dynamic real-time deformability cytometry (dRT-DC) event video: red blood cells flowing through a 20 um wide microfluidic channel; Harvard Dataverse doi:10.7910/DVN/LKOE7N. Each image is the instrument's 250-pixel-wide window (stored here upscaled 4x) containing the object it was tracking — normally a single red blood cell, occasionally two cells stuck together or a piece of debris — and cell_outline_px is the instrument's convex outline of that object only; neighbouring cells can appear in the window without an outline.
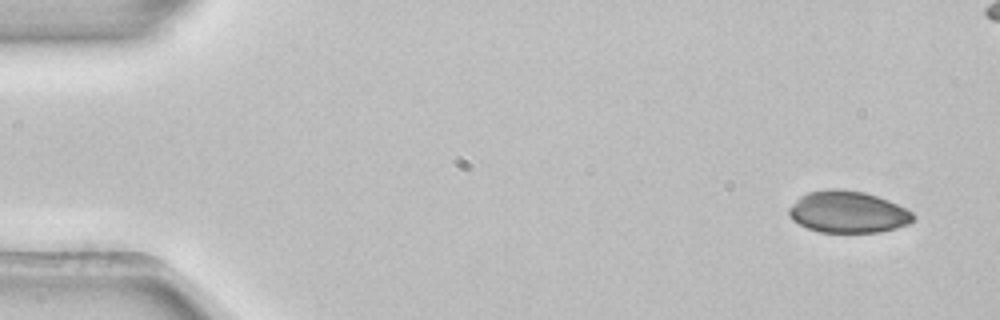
{"species": "common noctule bat (a hibernating species)", "species_latin": "Nyctalus noctula", "temperature_condition": "room temperature", "stored_images_in_passage": 5, "camera_frame_rate_fps": 3000, "um_per_image_px": 0.085, "animal": {"sex": "female", "body_mass_g": 22.7, "forearm_length_mm": 54.2}, "frame": {"image": 1, "passage_image": 1, "time_ms": 0.0, "image_size_px": [1000, 320], "cell_outline_px": [[916, 216], [908, 224], [896, 228], [880, 232], [820, 232], [808, 228], [792, 220], [788, 212], [788, 208], [800, 196], [808, 192], [828, 188], [840, 188], [864, 192], [888, 200], [912, 212]], "centroid_in_image_um": [72.05, 18.01], "position_along_channel_um": 12.9, "area_um2": 30.23}}